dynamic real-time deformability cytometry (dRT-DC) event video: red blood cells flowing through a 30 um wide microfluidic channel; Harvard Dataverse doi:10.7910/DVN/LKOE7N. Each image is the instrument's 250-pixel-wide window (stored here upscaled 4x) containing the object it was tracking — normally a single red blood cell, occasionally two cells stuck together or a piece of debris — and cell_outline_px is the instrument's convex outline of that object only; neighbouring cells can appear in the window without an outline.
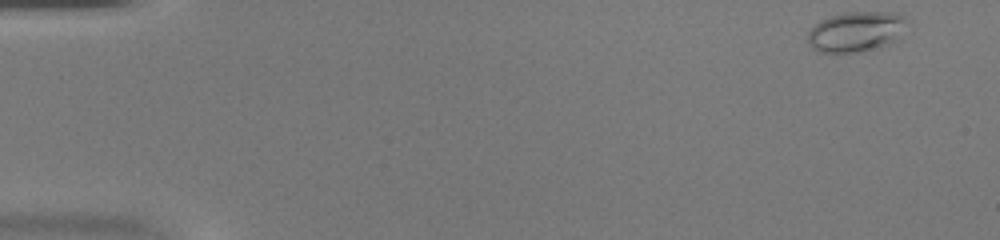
{"species": "common noctule bat (a hibernating species)", "species_latin": "Nyctalus noctula", "temperature_condition": "warm", "stored_images_in_passage": 37, "camera_frame_rate_fps": 3000, "um_per_image_px": 0.085, "animal": {"sex": "female", "body_mass_g": 20.0, "forearm_length_mm": 54.0}, "frame": {"image": 1, "passage_image": 1, "time_ms": 0.0, "image_size_px": [1000, 240], "cell_outline_px": [[912, 20], [880, 48], [856, 52], [820, 52], [812, 48], [808, 44], [808, 32], [820, 20], [844, 12], [900, 12]], "centroid_in_image_um": [72.75, 2.66], "position_along_channel_um": 12.3, "area_um2": 23.0}}
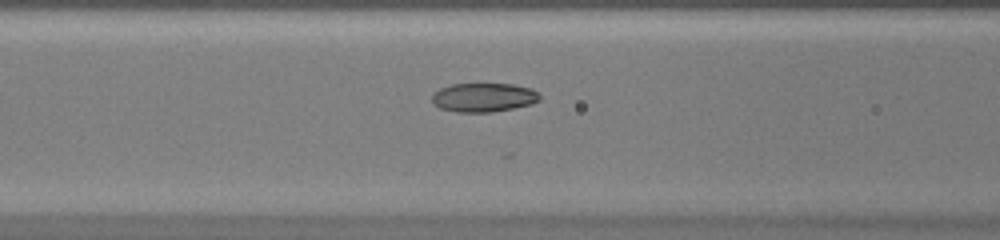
{"frame": {"image": 2, "passage_image": 18, "time_ms": 5.667, "image_size_px": [1000, 240], "cell_outline_px": [[540, 100], [532, 104], [492, 112], [456, 112], [440, 108], [432, 104], [432, 92], [440, 88], [452, 84], [512, 84], [528, 88], [536, 92], [540, 96]], "centroid_in_image_um": [41.05, 8.28], "position_along_channel_um": 125.5, "area_um2": 18.15}}
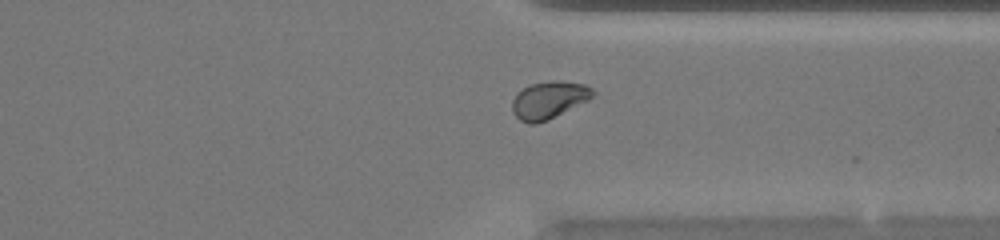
{"frame": {"image": 3, "passage_image": 34, "time_ms": 11.0, "image_size_px": [1000, 240], "cell_outline_px": [[596, 92], [588, 100], [548, 120], [536, 124], [528, 124], [520, 120], [512, 112], [512, 100], [524, 88], [532, 84], [548, 80], [560, 80], [584, 84], [592, 88]], "centroid_in_image_um": [46.66, 8.5], "position_along_channel_um": 364.7, "area_um2": 17.51}}